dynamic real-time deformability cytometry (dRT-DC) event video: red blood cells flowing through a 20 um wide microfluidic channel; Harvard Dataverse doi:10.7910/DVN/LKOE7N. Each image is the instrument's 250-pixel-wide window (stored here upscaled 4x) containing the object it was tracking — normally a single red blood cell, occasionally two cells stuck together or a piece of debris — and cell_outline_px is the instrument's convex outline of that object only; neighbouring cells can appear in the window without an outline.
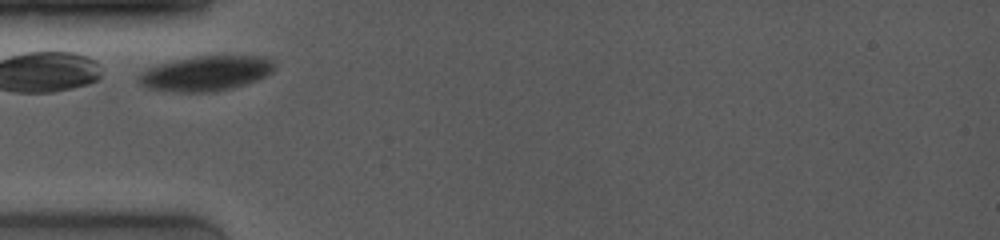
{"species": "common noctule bat (a hibernating species)", "species_latin": "Nyctalus noctula", "temperature_condition": "room temperature", "stored_images_in_passage": 2, "camera_frame_rate_fps": 4000, "um_per_image_px": 0.085, "animal": {"sex": "female", "body_mass_g": 19.0, "forearm_length_mm": 53.3}, "frame": {"image": 1, "passage_image": 1, "time_ms": 0.0, "image_size_px": [1000, 240], "cell_outline_px": [[276, 68], [272, 72], [256, 80], [232, 88], [216, 92], [180, 92], [148, 88], [140, 84], [136, 80], [140, 72], [156, 64], [192, 56], [264, 56], [272, 60]], "centroid_in_image_um": [17.48, 6.23], "position_along_channel_um": 67.5, "area_um2": 27.86}}